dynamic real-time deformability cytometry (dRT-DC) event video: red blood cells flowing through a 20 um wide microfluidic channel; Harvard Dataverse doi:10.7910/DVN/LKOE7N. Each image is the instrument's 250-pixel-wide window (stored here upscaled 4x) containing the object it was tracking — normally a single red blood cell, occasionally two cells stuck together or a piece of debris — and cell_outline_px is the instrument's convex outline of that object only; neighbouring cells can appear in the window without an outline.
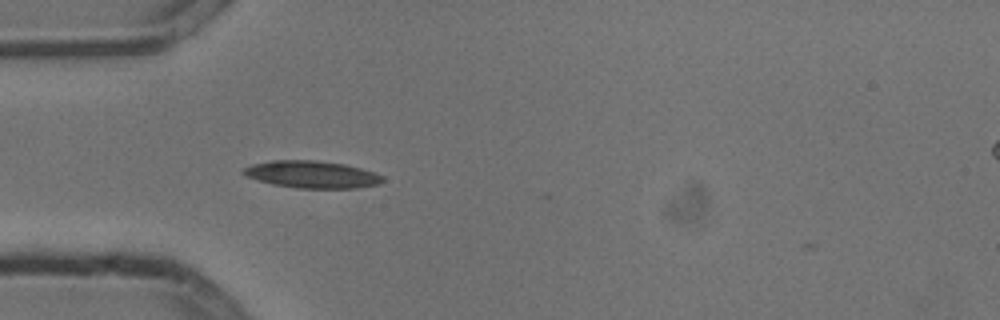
{"species": "common noctule bat (a hibernating species)", "species_latin": "Nyctalus noctula", "temperature_condition": "cold", "stored_images_in_passage": 33, "camera_frame_rate_fps": 3000, "um_per_image_px": 0.085, "animal": {"sex": "male", "body_mass_g": 13.3}, "frame": {"image": 1, "passage_image": 3, "time_ms": 0.667, "image_size_px": [1000, 320], "cell_outline_px": [[384, 180], [380, 184], [356, 188], [296, 188], [272, 184], [244, 176], [240, 172], [244, 168], [252, 164], [272, 160], [316, 160], [344, 164], [360, 168], [384, 176]], "centroid_in_image_um": [26.48, 14.83], "position_along_channel_um": 58.5, "area_um2": 22.14}}
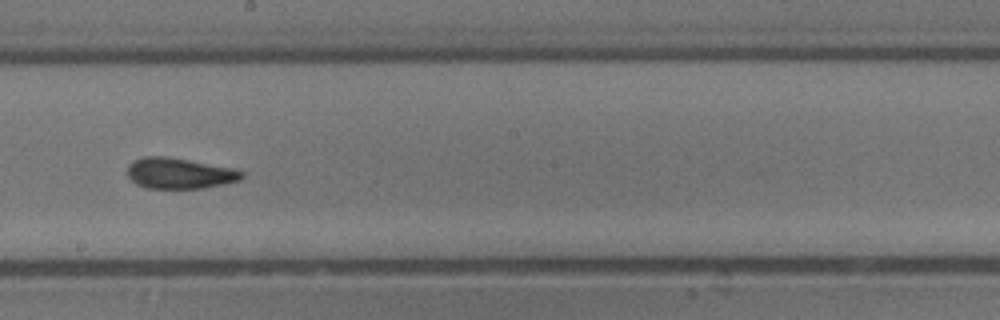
{"frame": {"image": 2, "passage_image": 17, "time_ms": 5.333, "image_size_px": [1000, 320], "cell_outline_px": [[244, 176], [240, 180], [224, 184], [204, 188], [148, 188], [136, 184], [128, 176], [128, 164], [132, 160], [144, 156], [164, 156], [188, 160], [232, 168], [244, 172]], "centroid_in_image_um": [15.24, 14.73], "position_along_channel_um": 233.0, "area_um2": 20.46}}
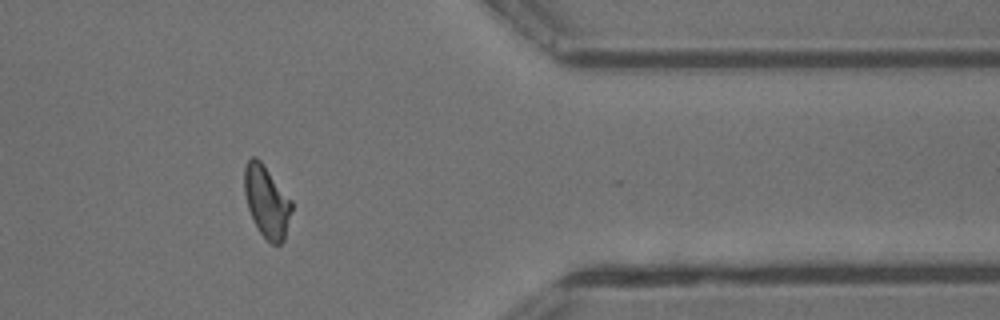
{"frame": {"image": 3, "passage_image": 31, "time_ms": 10.0, "image_size_px": [1000, 320], "cell_outline_px": [[292, 208], [284, 240], [280, 244], [272, 244], [260, 232], [248, 208], [244, 192], [244, 168], [248, 160], [252, 156], [256, 156], [260, 160], [292, 200]], "centroid_in_image_um": [22.67, 17.1], "position_along_channel_um": 388.7, "area_um2": 19.54}, "authors_computed_cell_mechanics": {"area_um2": 20.4034, "velocity_mm_per_s": 3.7851, "shape_relaxation_time_tau1_ms": 4.841, "shape_relaxation_time_tau2_ms": 2.4698, "deformation_change_tau1": 0.1386, "deformation_change_tau2": 0.0966}}